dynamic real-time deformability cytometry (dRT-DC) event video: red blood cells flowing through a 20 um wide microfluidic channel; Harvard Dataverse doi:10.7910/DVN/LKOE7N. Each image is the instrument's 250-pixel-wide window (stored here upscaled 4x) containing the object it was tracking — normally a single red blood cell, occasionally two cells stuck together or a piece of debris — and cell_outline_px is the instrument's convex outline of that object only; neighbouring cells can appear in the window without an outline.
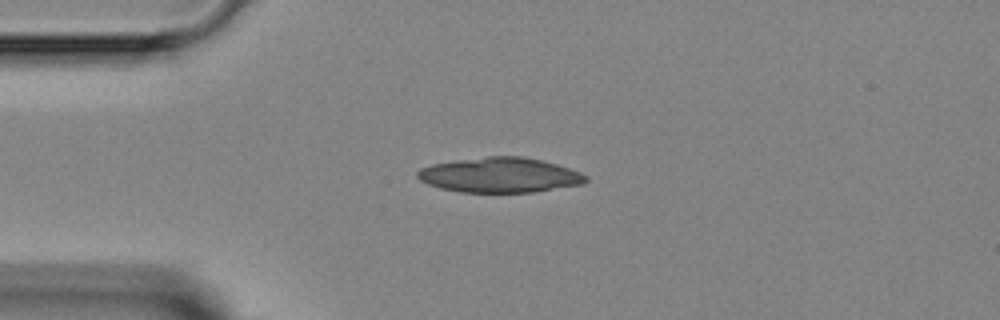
{"species": "Egyptian fruit bat (a non-hibernating species)", "species_latin": "Rousettus aegyptiacus", "temperature_condition": "room temperature", "stored_images_in_passage": 2, "camera_frame_rate_fps": 3000, "um_per_image_px": 0.085, "animal": {"sex": "female"}, "frame": {"image": 1, "passage_image": 1, "time_ms": 0.0, "image_size_px": [1000, 320], "cell_outline_px": [[588, 180], [584, 184], [532, 192], [460, 192], [440, 188], [428, 184], [420, 180], [416, 176], [416, 172], [420, 168], [432, 164], [488, 156], [524, 156], [544, 160], [580, 172], [588, 176]], "centroid_in_image_um": [42.5, 14.88], "position_along_channel_um": 42.5, "area_um2": 34.33}}